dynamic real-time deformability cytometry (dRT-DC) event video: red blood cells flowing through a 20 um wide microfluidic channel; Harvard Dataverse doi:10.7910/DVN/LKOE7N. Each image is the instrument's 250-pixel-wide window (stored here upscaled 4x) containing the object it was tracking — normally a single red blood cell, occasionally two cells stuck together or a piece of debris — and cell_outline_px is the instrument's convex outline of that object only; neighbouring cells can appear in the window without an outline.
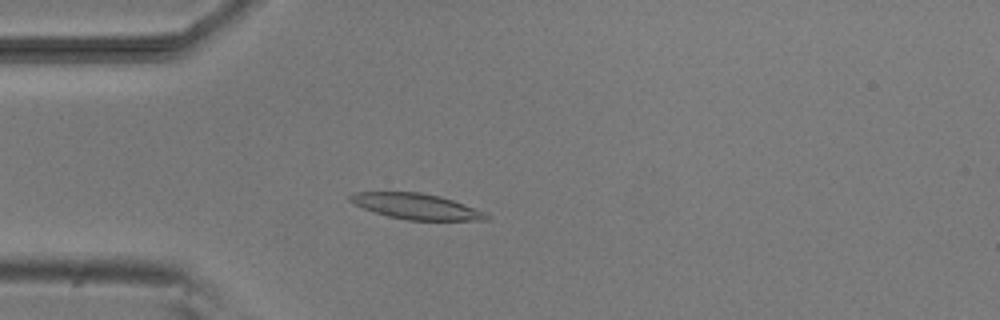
{"species": "common noctule bat (a hibernating species)", "species_latin": "Nyctalus noctula", "temperature_condition": "room temperature", "stored_images_in_passage": 6, "camera_frame_rate_fps": 3000, "um_per_image_px": 0.085, "animal": {"sex": "male", "body_mass_g": 20.5, "forearm_length_mm": 52.5}, "frame": {"image": 1, "passage_image": 4, "time_ms": 4.333, "image_size_px": [1000, 320], "cell_outline_px": [[488, 220], [408, 220], [388, 216], [364, 208], [348, 200], [348, 196], [356, 192], [420, 192], [440, 196], [488, 212]], "centroid_in_image_um": [35.42, 17.54], "position_along_channel_um": 49.6, "area_um2": 20.23}}
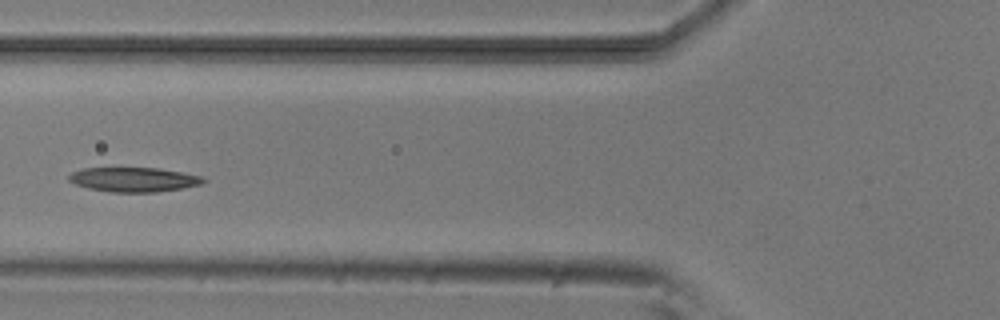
{"frame": {"image": 2, "passage_image": 6, "time_ms": 6.333, "image_size_px": [1000, 320], "cell_outline_px": [[208, 180], [200, 184], [180, 188], [156, 192], [112, 192], [88, 188], [76, 184], [68, 180], [68, 176], [72, 172], [80, 168], [160, 168], [184, 172], [200, 176]], "centroid_in_image_um": [11.36, 15.25], "position_along_channel_um": 114.4, "area_um2": 19.13}}